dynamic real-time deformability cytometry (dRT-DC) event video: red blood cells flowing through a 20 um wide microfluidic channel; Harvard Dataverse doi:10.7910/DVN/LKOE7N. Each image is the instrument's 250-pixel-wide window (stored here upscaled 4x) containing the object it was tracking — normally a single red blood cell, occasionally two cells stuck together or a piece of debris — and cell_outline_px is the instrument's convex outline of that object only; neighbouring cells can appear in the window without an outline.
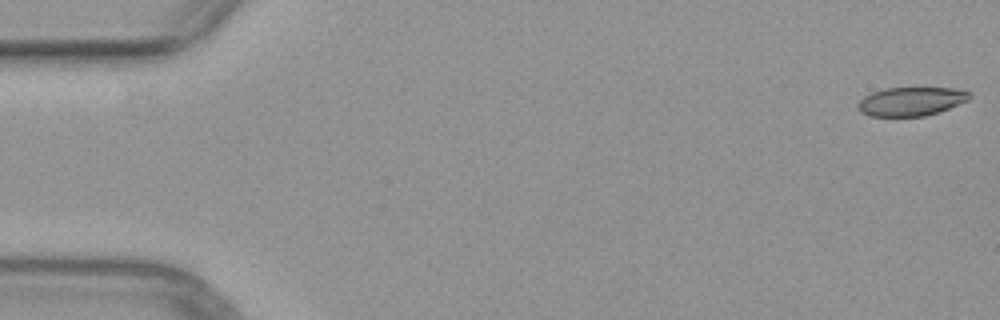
{"species": "common noctule bat (a hibernating species)", "species_latin": "Nyctalus noctula", "temperature_condition": "warm", "stored_images_in_passage": 5, "camera_frame_rate_fps": 3000, "um_per_image_px": 0.085, "animal": {"sex": "female", "body_mass_g": 29.2, "forearm_length_mm": 56.3}, "frame": {"image": 1, "passage_image": 1, "time_ms": 0.0, "image_size_px": [1000, 320], "cell_outline_px": [[972, 96], [968, 100], [940, 112], [924, 116], [868, 116], [860, 112], [856, 108], [856, 104], [864, 96], [872, 92], [884, 88], [956, 88], [972, 92]], "centroid_in_image_um": [77.44, 8.62], "position_along_channel_um": 7.6, "area_um2": 18.96}}
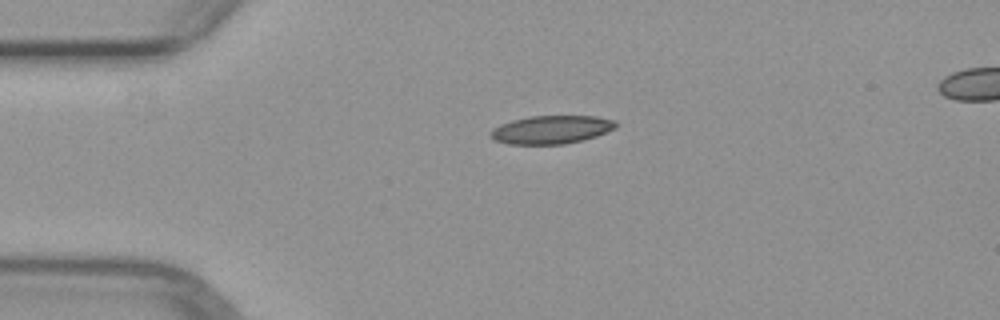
{"frame": {"image": 2, "passage_image": 4, "time_ms": 3.667, "image_size_px": [1000, 320], "cell_outline_px": [[616, 128], [596, 136], [584, 140], [564, 144], [508, 144], [496, 140], [488, 136], [492, 128], [500, 124], [512, 120], [528, 116], [596, 116], [616, 120]], "centroid_in_image_um": [46.85, 11.01], "position_along_channel_um": 38.1, "area_um2": 20.75}}